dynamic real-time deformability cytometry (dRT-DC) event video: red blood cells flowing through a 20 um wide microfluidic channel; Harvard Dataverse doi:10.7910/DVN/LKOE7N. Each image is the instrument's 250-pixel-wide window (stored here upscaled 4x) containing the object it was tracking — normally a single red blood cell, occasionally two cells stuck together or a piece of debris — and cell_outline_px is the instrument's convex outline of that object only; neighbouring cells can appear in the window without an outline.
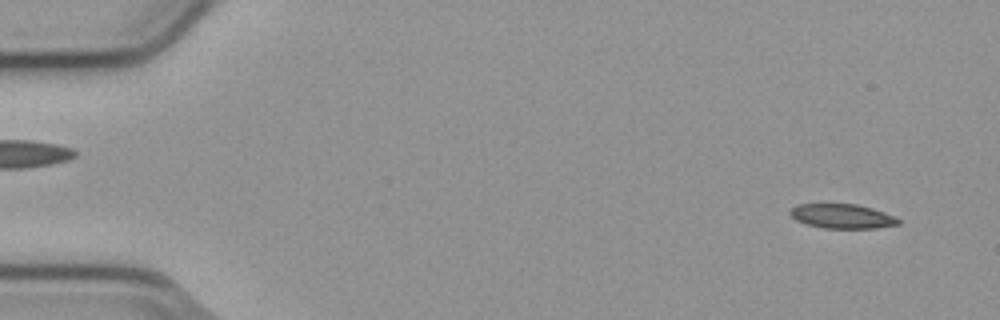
{"species": "common noctule bat (a hibernating species)", "species_latin": "Nyctalus noctula", "temperature_condition": "cold", "stored_images_in_passage": 54, "camera_frame_rate_fps": 3000, "um_per_image_px": 0.085, "animal": {"sex": "male", "body_mass_g": 23.1, "forearm_length_mm": 52.7}, "frame": {"image": 1, "passage_image": 3, "time_ms": 0.667, "image_size_px": [1000, 320], "cell_outline_px": [[900, 224], [876, 228], [824, 228], [808, 224], [796, 220], [788, 212], [796, 204], [856, 204], [872, 208], [884, 212], [900, 220]], "centroid_in_image_um": [71.57, 18.37], "position_along_channel_um": 13.4, "area_um2": 15.26}}
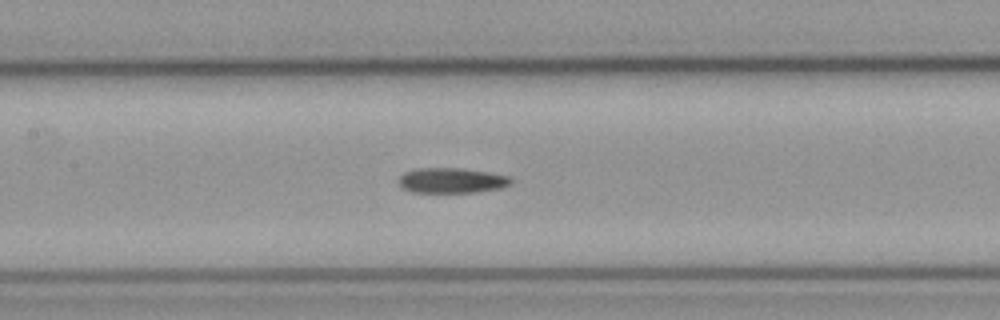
{"frame": {"image": 2, "passage_image": 25, "time_ms": 8.0, "image_size_px": [1000, 320], "cell_outline_px": [[512, 184], [500, 188], [476, 192], [412, 192], [404, 188], [396, 180], [404, 172], [416, 168], [464, 168], [488, 172], [508, 176], [512, 180]], "centroid_in_image_um": [38.38, 15.33], "position_along_channel_um": 169.0, "area_um2": 16.53}}
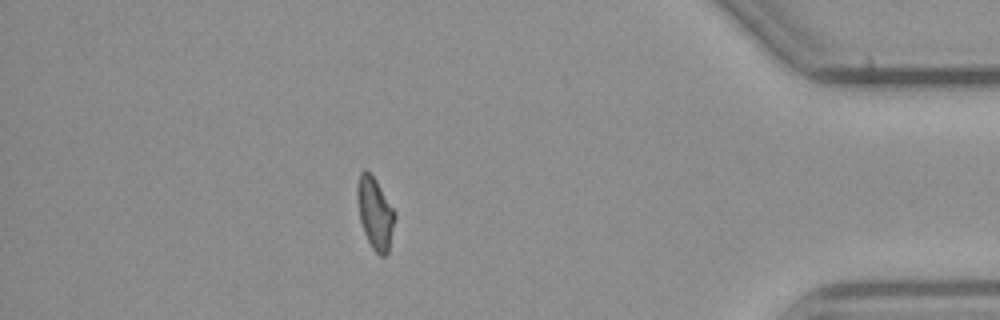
{"frame": {"image": 3, "passage_image": 47, "time_ms": 15.333, "image_size_px": [1000, 320], "cell_outline_px": [[396, 216], [388, 252], [384, 256], [380, 256], [372, 248], [364, 232], [360, 220], [356, 196], [356, 188], [360, 172], [364, 168], [376, 180], [396, 212]], "centroid_in_image_um": [31.88, 18.11], "position_along_channel_um": 403.3, "area_um2": 15.72}, "authors_computed_cell_mechanics": {"area_um2": 16.5308, "velocity_mm_per_s": 3.7994, "shape_relaxation_time_tau1_ms": null, "shape_relaxation_time_tau2_ms": 7.2313, "deformation_change_tau1": null, "deformation_change_tau2": 0.1553}}